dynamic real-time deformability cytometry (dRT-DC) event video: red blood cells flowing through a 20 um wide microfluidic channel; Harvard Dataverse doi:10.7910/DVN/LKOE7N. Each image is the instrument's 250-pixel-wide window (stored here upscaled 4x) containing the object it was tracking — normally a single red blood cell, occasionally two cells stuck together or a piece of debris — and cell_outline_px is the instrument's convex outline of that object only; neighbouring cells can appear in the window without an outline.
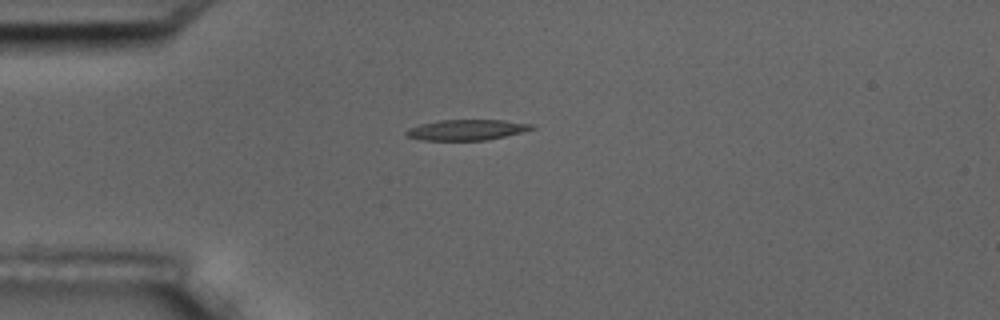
{"species": "common noctule bat (a hibernating species)", "species_latin": "Nyctalus noctula", "temperature_condition": "room temperature", "stored_images_in_passage": 2, "camera_frame_rate_fps": 3000, "um_per_image_px": 0.085, "animal": {"sex": "male", "body_mass_g": 17.5, "forearm_length_mm": 52.3}, "frame": {"image": 1, "passage_image": 1, "time_ms": 0.0, "image_size_px": [1000, 320], "cell_outline_px": [[536, 128], [488, 140], [420, 140], [404, 136], [404, 132], [408, 128], [420, 124], [440, 120], [504, 120], [536, 124]], "centroid_in_image_um": [39.64, 11.03], "position_along_channel_um": 45.4, "area_um2": 15.2}}